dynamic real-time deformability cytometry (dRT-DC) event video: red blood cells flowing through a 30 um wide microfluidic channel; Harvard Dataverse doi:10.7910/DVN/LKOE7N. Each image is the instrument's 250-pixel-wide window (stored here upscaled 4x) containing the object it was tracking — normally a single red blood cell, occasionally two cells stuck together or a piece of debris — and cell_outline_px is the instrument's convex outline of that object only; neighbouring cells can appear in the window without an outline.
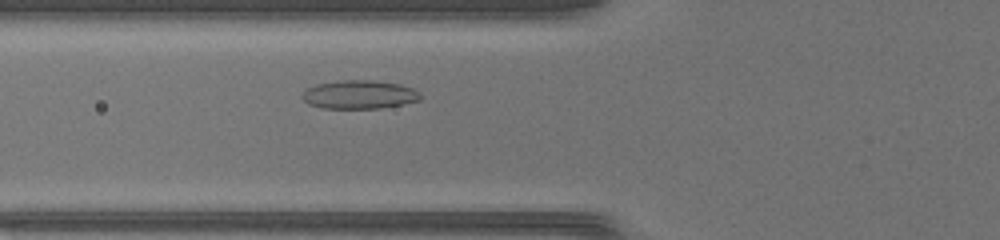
{"species": "common noctule bat (a hibernating species)", "species_latin": "Nyctalus noctula", "temperature_condition": "warm", "stored_images_in_passage": 39, "camera_frame_rate_fps": 3000, "um_per_image_px": 0.085, "animal": {"sex": "female", "body_mass_g": 17.0, "forearm_length_mm": 48.0}, "frame": {"image": 1, "passage_image": 8, "time_ms": 2.333, "image_size_px": [1000, 240], "cell_outline_px": [[424, 96], [420, 100], [404, 104], [380, 108], [320, 108], [308, 104], [300, 96], [308, 88], [316, 84], [344, 80], [372, 80], [400, 84], [412, 88], [420, 92]], "centroid_in_image_um": [30.57, 8.04], "position_along_channel_um": 95.2, "area_um2": 19.77}}
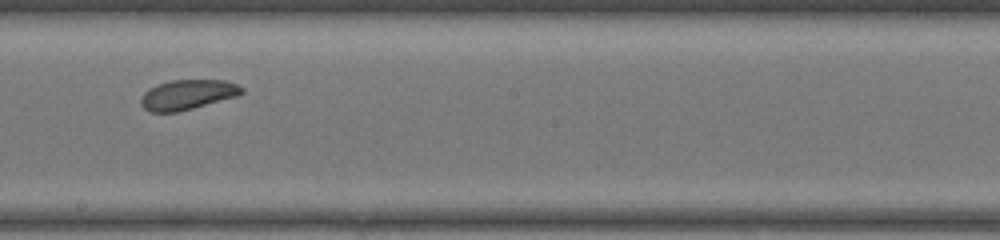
{"frame": {"image": 2, "passage_image": 18, "time_ms": 5.667, "image_size_px": [1000, 240], "cell_outline_px": [[244, 92], [240, 96], [176, 112], [148, 112], [140, 104], [140, 100], [144, 92], [148, 88], [156, 84], [172, 80], [224, 80], [236, 84], [244, 88]], "centroid_in_image_um": [15.94, 8.04], "position_along_channel_um": 232.3, "area_um2": 17.74}}
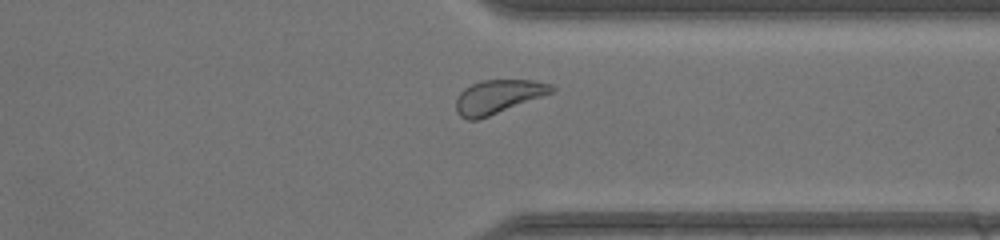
{"frame": {"image": 3, "passage_image": 28, "time_ms": 9.0, "image_size_px": [1000, 240], "cell_outline_px": [[556, 88], [552, 92], [488, 116], [476, 120], [468, 120], [460, 116], [456, 112], [456, 100], [460, 92], [464, 88], [480, 80], [532, 80], [552, 84]], "centroid_in_image_um": [42.3, 8.2], "position_along_channel_um": 369.1, "area_um2": 18.5}, "authors_computed_cell_mechanics": {"area_um2": 19.2474, "velocity_mm_per_s": 4.1084, "shape_relaxation_time_tau1_ms": 3.3366, "shape_relaxation_time_tau2_ms": 3.5369, "deformation_change_tau1": 0.073, "deformation_change_tau2": 0.0904}}